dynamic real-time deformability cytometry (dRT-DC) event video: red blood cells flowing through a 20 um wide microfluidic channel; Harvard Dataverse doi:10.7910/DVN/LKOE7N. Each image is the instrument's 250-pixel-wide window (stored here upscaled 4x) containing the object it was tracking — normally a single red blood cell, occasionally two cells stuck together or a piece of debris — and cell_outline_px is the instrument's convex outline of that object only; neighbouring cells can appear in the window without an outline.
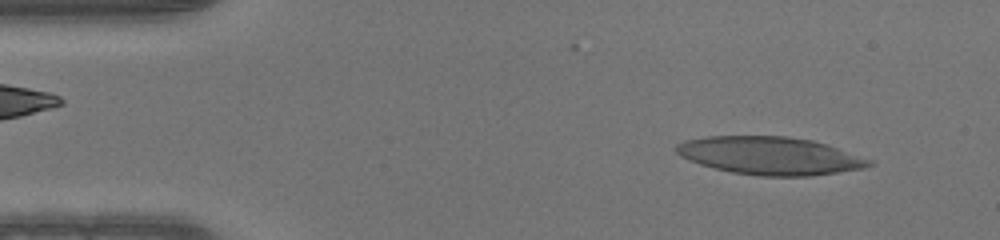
{"species": "human", "species_latin": "Homo sapiens", "temperature_condition": "warm", "stored_images_in_passage": 47, "camera_frame_rate_fps": 3000, "um_per_image_px": 0.085, "donor": {"sex": "male"}, "frame": {"image": 1, "passage_image": 3, "time_ms": 0.667, "image_size_px": [1000, 240], "cell_outline_px": [[876, 164], [864, 168], [808, 176], [760, 176], [732, 172], [700, 164], [688, 160], [680, 156], [672, 148], [676, 144], [684, 140], [708, 136], [788, 136], [812, 140], [828, 144], [872, 160]], "centroid_in_image_um": [65.43, 13.22], "position_along_channel_um": 19.6, "area_um2": 42.71}}
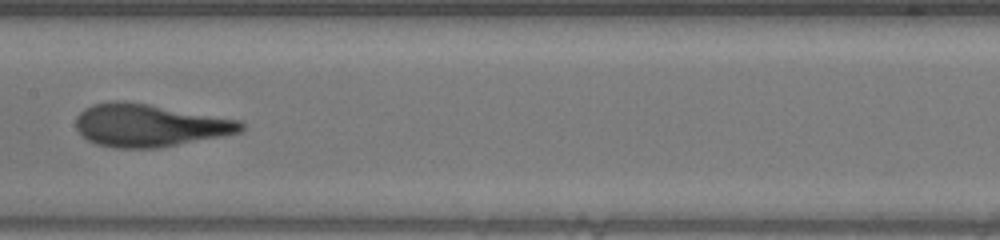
{"frame": {"image": 2, "passage_image": 22, "time_ms": 7.0, "image_size_px": [1000, 240], "cell_outline_px": [[244, 128], [240, 132], [224, 136], [160, 148], [116, 148], [96, 144], [88, 140], [76, 128], [76, 116], [84, 108], [92, 104], [108, 100], [124, 100], [148, 104], [240, 120], [244, 124]], "centroid_in_image_um": [12.68, 10.65], "position_along_channel_um": 194.7, "area_um2": 41.27}}
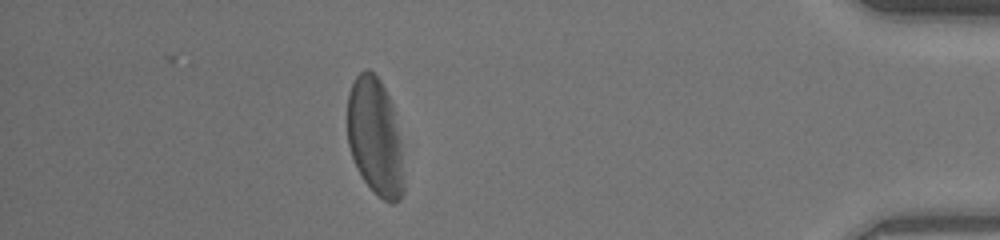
{"frame": {"image": 3, "passage_image": 41, "time_ms": 13.333, "image_size_px": [1000, 240], "cell_outline_px": [[404, 192], [400, 200], [392, 204], [384, 200], [372, 192], [356, 168], [348, 144], [348, 92], [356, 76], [364, 68], [368, 68], [380, 80], [392, 104], [400, 140], [404, 184]], "centroid_in_image_um": [31.88, 11.67], "position_along_channel_um": 403.3, "area_um2": 38.73}}